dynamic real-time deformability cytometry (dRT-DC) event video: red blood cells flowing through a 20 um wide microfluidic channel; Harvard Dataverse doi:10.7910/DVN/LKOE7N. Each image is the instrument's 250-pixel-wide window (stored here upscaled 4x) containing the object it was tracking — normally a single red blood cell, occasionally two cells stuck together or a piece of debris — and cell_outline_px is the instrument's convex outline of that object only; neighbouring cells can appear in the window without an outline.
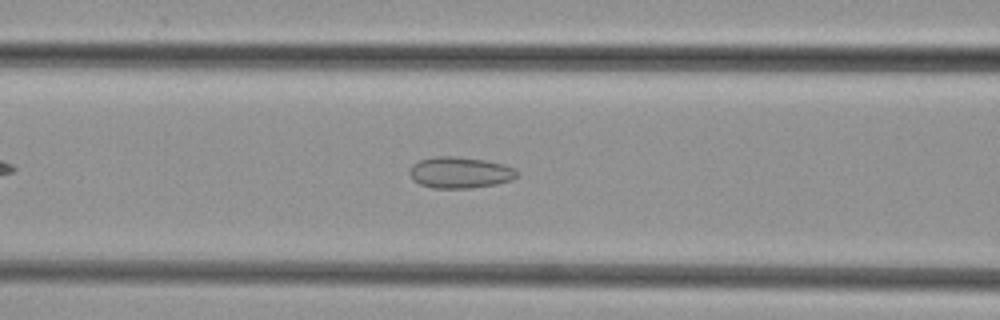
{"species": "common noctule bat (a hibernating species)", "species_latin": "Nyctalus noctula", "temperature_condition": "cold", "stored_images_in_passage": 37, "camera_frame_rate_fps": 3000, "um_per_image_px": 0.085, "animal": {"sex": "female", "body_mass_g": 29.2, "forearm_length_mm": 56.3}, "frame": {"image": 1, "passage_image": 10, "time_ms": 3.0, "image_size_px": [1000, 320], "cell_outline_px": [[520, 176], [512, 180], [496, 184], [472, 188], [432, 188], [420, 184], [412, 180], [408, 172], [412, 164], [420, 160], [436, 156], [456, 156], [484, 160], [504, 164], [516, 168], [520, 172]], "centroid_in_image_um": [39.13, 14.67], "position_along_channel_um": 127.5, "area_um2": 19.94}}
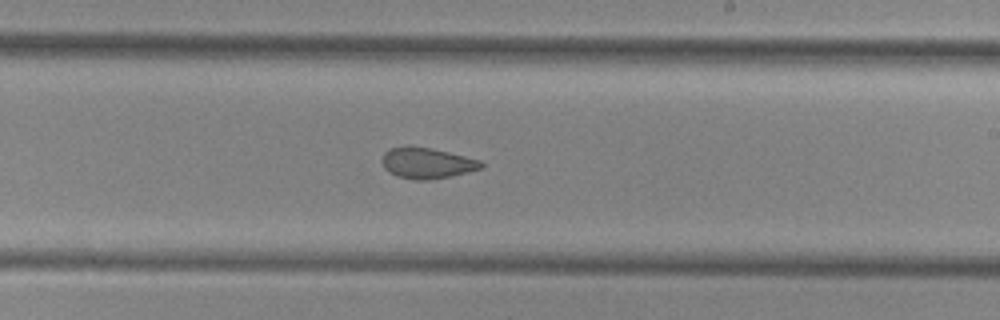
{"frame": {"image": 2, "passage_image": 19, "time_ms": 6.0, "image_size_px": [1000, 320], "cell_outline_px": [[484, 168], [452, 176], [428, 180], [412, 180], [396, 176], [388, 172], [384, 168], [380, 160], [384, 152], [392, 148], [408, 144], [432, 148], [480, 160], [484, 164]], "centroid_in_image_um": [36.25, 13.85], "position_along_channel_um": 252.7, "area_um2": 18.26}}
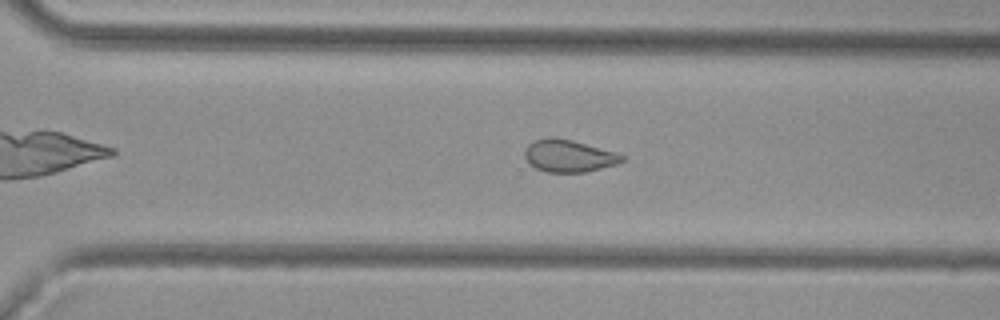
{"frame": {"image": 3, "passage_image": 24, "time_ms": 7.667, "image_size_px": [1000, 320], "cell_outline_px": [[624, 160], [616, 164], [584, 172], [544, 172], [528, 164], [524, 156], [524, 152], [528, 144], [536, 140], [548, 136], [552, 136], [572, 140], [616, 152], [624, 156]], "centroid_in_image_um": [48.3, 13.24], "position_along_channel_um": 322.3, "area_um2": 18.32}}